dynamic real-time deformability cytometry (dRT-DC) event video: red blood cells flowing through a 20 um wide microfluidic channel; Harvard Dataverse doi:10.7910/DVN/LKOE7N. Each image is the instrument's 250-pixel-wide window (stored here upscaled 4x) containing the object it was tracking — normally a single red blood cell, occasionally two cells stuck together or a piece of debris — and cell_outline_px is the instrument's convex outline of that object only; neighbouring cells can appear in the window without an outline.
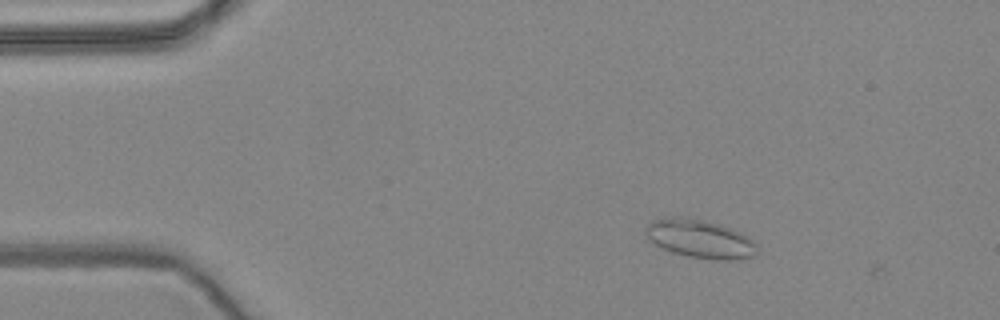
{"species": "common noctule bat (a hibernating species)", "species_latin": "Nyctalus noctula", "temperature_condition": "warm", "stored_images_in_passage": 5, "camera_frame_rate_fps": 3000, "um_per_image_px": 0.085, "animal": {"sex": "female", "body_mass_g": 24.6, "forearm_length_mm": 56.2}, "frame": {"image": 1, "passage_image": 4, "time_ms": 1.0, "image_size_px": [1000, 320], "cell_outline_px": [[756, 256], [740, 260], [720, 260], [688, 256], [672, 252], [648, 240], [644, 232], [648, 224], [652, 220], [668, 216], [688, 216], [732, 228], [748, 236], [756, 244]], "centroid_in_image_um": [59.5, 20.29], "position_along_channel_um": 25.5, "area_um2": 25.2}}